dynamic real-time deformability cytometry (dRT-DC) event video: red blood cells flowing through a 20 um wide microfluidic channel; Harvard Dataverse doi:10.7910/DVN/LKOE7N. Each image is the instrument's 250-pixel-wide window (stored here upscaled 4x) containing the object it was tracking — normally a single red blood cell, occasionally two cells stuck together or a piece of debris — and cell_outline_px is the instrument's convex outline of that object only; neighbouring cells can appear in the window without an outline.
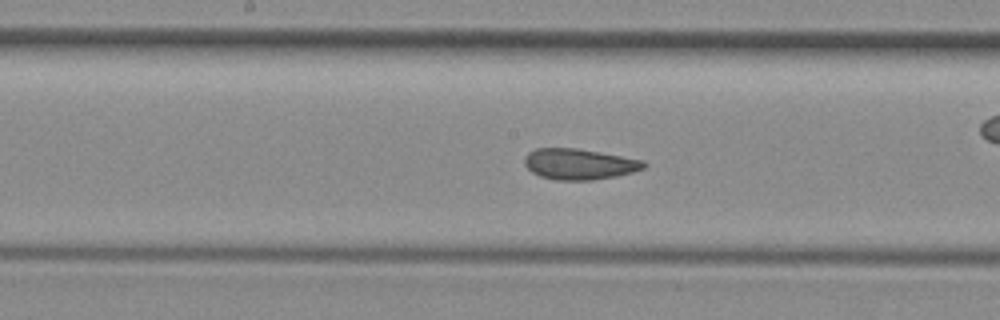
{"species": "common noctule bat (a hibernating species)", "species_latin": "Nyctalus noctula", "temperature_condition": "room temperature", "stored_images_in_passage": 35, "camera_frame_rate_fps": 3000, "um_per_image_px": 0.085, "animal": {"sex": "female", "body_mass_g": 29.2, "forearm_length_mm": 56.3}, "frame": {"image": 1, "passage_image": 25, "time_ms": 8.0, "image_size_px": [1000, 320], "cell_outline_px": [[648, 164], [644, 168], [632, 172], [616, 176], [592, 180], [556, 180], [540, 176], [532, 172], [524, 164], [524, 160], [528, 152], [536, 148], [576, 148], [644, 160]], "centroid_in_image_um": [49.23, 13.95], "position_along_channel_um": 199.0, "area_um2": 21.39}}